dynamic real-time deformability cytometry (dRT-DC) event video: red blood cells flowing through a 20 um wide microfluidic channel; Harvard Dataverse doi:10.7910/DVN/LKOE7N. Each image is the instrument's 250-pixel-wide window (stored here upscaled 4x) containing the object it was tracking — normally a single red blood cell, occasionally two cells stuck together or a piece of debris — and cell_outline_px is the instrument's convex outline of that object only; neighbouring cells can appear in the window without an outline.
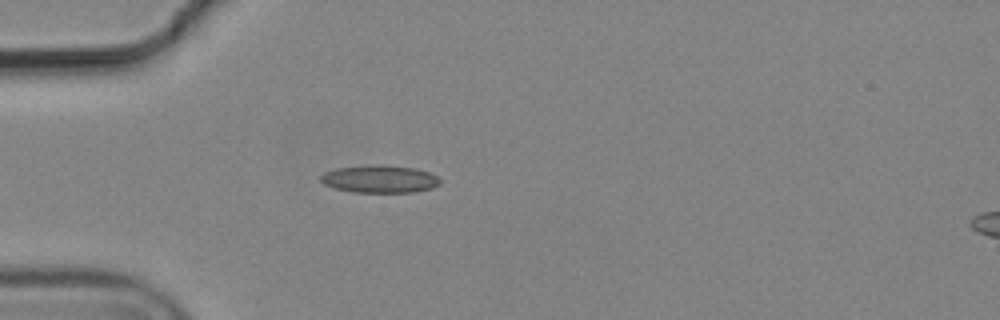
{"species": "common noctule bat (a hibernating species)", "species_latin": "Nyctalus noctula", "temperature_condition": "cold", "stored_images_in_passage": 1, "camera_frame_rate_fps": 3000, "um_per_image_px": 0.085, "animal": {"sex": "male", "body_mass_g": 19.2, "forearm_length_mm": 51.8}, "frame": {"image": 1, "passage_image": 1, "time_ms": 0.0, "image_size_px": [1000, 320], "cell_outline_px": [[440, 184], [432, 188], [416, 192], [352, 192], [336, 188], [324, 184], [320, 180], [320, 176], [324, 172], [336, 168], [412, 168], [428, 172], [436, 176], [440, 180]], "centroid_in_image_um": [32.28, 15.28], "position_along_channel_um": 52.7, "area_um2": 17.98}}